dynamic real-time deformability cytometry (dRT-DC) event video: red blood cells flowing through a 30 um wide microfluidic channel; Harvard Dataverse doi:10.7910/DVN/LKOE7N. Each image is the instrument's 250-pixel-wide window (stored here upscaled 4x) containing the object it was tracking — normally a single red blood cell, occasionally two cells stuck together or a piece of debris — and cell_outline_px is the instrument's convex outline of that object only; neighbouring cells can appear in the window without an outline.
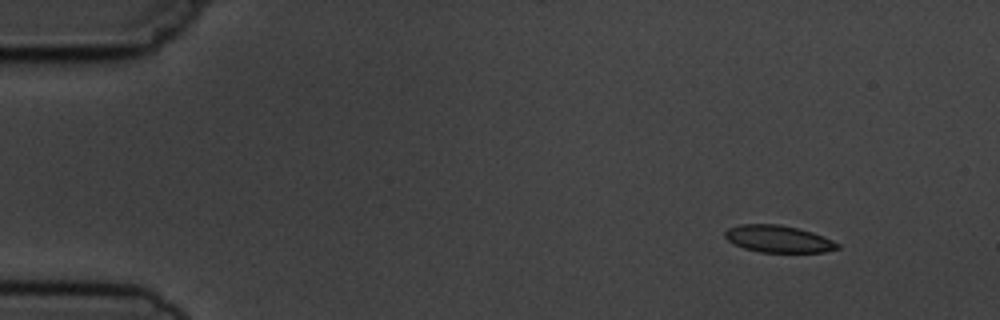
{"species": "common noctule bat (a hibernating species)", "species_latin": "Nyctalus noctula", "temperature_condition": "cold", "stored_images_in_passage": 5, "camera_frame_rate_fps": 3000, "um_per_image_px": 0.085, "animal": {"sex": "male", "body_mass_g": 19.5, "forearm_length_mm": 54.6}, "frame": {"image": 1, "passage_image": 2, "time_ms": 1.0, "image_size_px": [1000, 320], "cell_outline_px": [[840, 248], [824, 252], [760, 252], [744, 248], [728, 240], [724, 236], [724, 232], [728, 228], [740, 224], [780, 224], [800, 228], [824, 236], [840, 244]], "centroid_in_image_um": [66.18, 20.3], "position_along_channel_um": 18.8, "area_um2": 17.8}}